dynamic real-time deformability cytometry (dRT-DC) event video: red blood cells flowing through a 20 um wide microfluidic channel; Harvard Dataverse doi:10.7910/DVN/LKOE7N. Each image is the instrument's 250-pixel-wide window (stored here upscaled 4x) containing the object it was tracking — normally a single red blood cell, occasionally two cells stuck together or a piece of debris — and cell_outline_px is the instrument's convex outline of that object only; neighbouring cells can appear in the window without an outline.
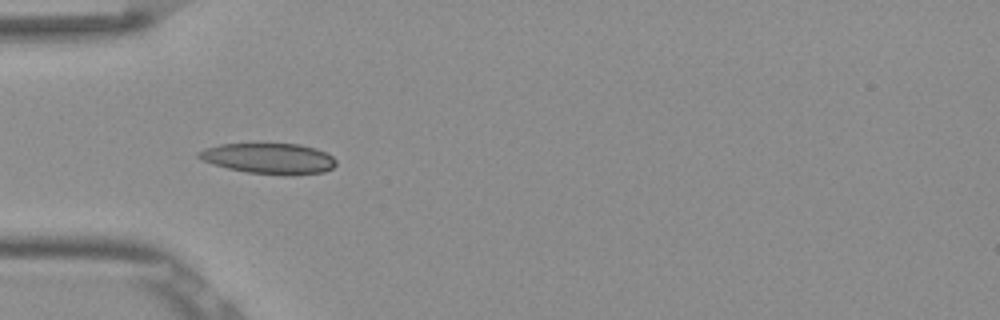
{"species": "Egyptian fruit bat (a non-hibernating species)", "species_latin": "Rousettus aegyptiacus", "temperature_condition": "room temperature", "stored_images_in_passage": 9, "camera_frame_rate_fps": 3000, "um_per_image_px": 0.085, "frame": {"image": 1, "passage_image": 6, "time_ms": 1.667, "image_size_px": [1000, 320], "cell_outline_px": [[336, 164], [332, 168], [324, 172], [292, 176], [284, 176], [248, 172], [228, 168], [204, 160], [196, 156], [196, 152], [204, 148], [220, 144], [300, 144], [316, 148], [332, 156], [336, 160]], "centroid_in_image_um": [22.9, 13.48], "position_along_channel_um": 62.1, "area_um2": 24.62}}
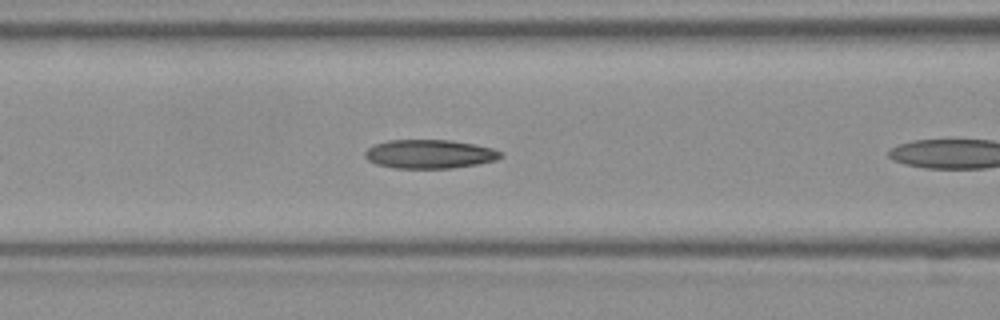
{"frame": {"image": 2, "passage_image": 8, "time_ms": 2.333, "image_size_px": [1000, 320], "cell_outline_px": [[504, 156], [496, 160], [476, 164], [452, 168], [396, 168], [376, 164], [368, 160], [364, 156], [364, 152], [372, 144], [388, 140], [452, 140], [476, 144], [492, 148], [504, 152]], "centroid_in_image_um": [36.52, 13.08], "position_along_channel_um": 130.1, "area_um2": 23.0}}